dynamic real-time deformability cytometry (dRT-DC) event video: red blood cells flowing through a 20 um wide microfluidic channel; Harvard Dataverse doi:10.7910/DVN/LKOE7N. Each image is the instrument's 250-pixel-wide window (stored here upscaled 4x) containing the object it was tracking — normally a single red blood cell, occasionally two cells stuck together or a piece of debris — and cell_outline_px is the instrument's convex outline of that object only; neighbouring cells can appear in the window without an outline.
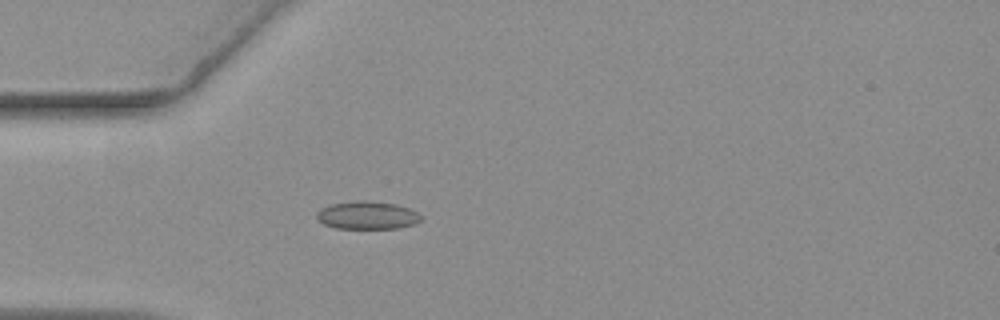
{"species": "common noctule bat (a hibernating species)", "species_latin": "Nyctalus noctula", "temperature_condition": "warm", "stored_images_in_passage": 41, "camera_frame_rate_fps": 3000, "um_per_image_px": 0.085, "animal": {"sex": "female", "body_mass_g": 19.3, "forearm_length_mm": 54.1}, "frame": {"image": 1, "passage_image": 1, "time_ms": 0.0, "image_size_px": [1000, 320], "cell_outline_px": [[420, 220], [416, 224], [396, 228], [336, 228], [324, 224], [316, 216], [316, 212], [320, 208], [332, 204], [356, 200], [368, 200], [396, 204], [408, 208], [416, 212], [420, 216]], "centroid_in_image_um": [31.2, 18.29], "position_along_channel_um": 53.8, "area_um2": 16.88}}
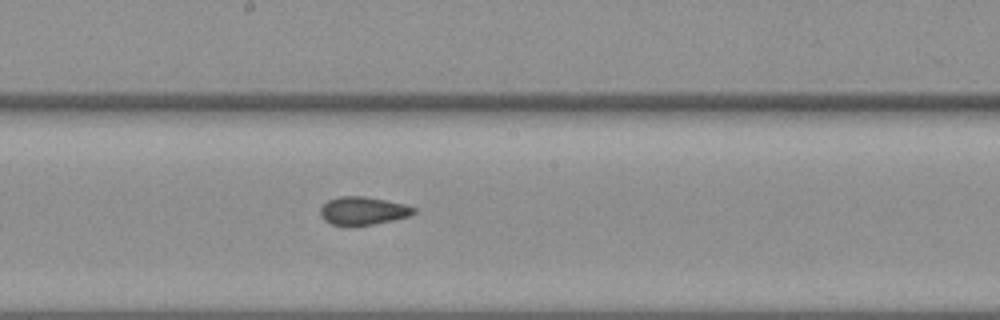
{"frame": {"image": 2, "passage_image": 15, "time_ms": 4.667, "image_size_px": [1000, 320], "cell_outline_px": [[416, 212], [412, 216], [356, 228], [348, 228], [332, 224], [324, 220], [320, 216], [320, 208], [328, 200], [340, 196], [364, 196], [404, 204], [416, 208]], "centroid_in_image_um": [30.84, 17.96], "position_along_channel_um": 217.4, "area_um2": 15.84}}
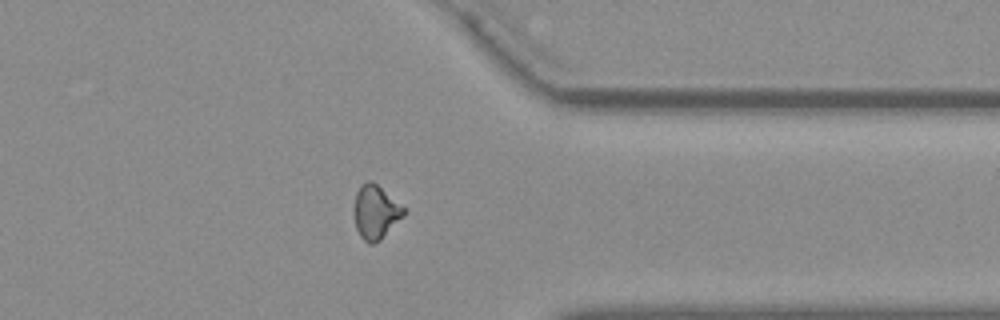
{"frame": {"image": 3, "passage_image": 29, "time_ms": 9.333, "image_size_px": [1000, 320], "cell_outline_px": [[404, 216], [380, 240], [372, 244], [368, 244], [360, 236], [356, 228], [352, 212], [352, 208], [356, 192], [368, 180], [372, 180], [404, 208]], "centroid_in_image_um": [31.88, 18.05], "position_along_channel_um": 379.5, "area_um2": 15.55}, "authors_computed_cell_mechanics": {"area_um2": 15.4326, "velocity_mm_per_s": 3.65, "shape_relaxation_time_tau1_ms": 10.5681, "shape_relaxation_time_tau2_ms": 1.4605, "deformation_change_tau1": 0.1721, "deformation_change_tau2": 0.0659}}